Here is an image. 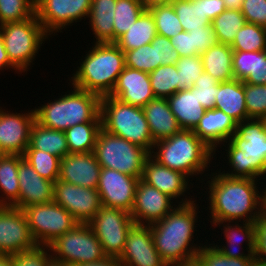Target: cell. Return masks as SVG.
Returning a JSON list of instances; mask_svg holds the SVG:
<instances>
[{"mask_svg": "<svg viewBox=\"0 0 266 266\" xmlns=\"http://www.w3.org/2000/svg\"><path fill=\"white\" fill-rule=\"evenodd\" d=\"M173 9L182 25L183 31L201 29L211 21L203 14L202 0H175Z\"/></svg>", "mask_w": 266, "mask_h": 266, "instance_id": "obj_36", "label": "cell"}, {"mask_svg": "<svg viewBox=\"0 0 266 266\" xmlns=\"http://www.w3.org/2000/svg\"><path fill=\"white\" fill-rule=\"evenodd\" d=\"M215 154L193 130H181L171 137L156 141L150 156L159 164L192 178L193 175L202 176L206 169L209 170Z\"/></svg>", "mask_w": 266, "mask_h": 266, "instance_id": "obj_5", "label": "cell"}, {"mask_svg": "<svg viewBox=\"0 0 266 266\" xmlns=\"http://www.w3.org/2000/svg\"><path fill=\"white\" fill-rule=\"evenodd\" d=\"M75 266H125L118 257L106 256L98 261L82 263Z\"/></svg>", "mask_w": 266, "mask_h": 266, "instance_id": "obj_56", "label": "cell"}, {"mask_svg": "<svg viewBox=\"0 0 266 266\" xmlns=\"http://www.w3.org/2000/svg\"><path fill=\"white\" fill-rule=\"evenodd\" d=\"M0 32L10 62L21 73L30 69L29 66L37 56L42 43L49 38L35 14L24 21L0 25Z\"/></svg>", "mask_w": 266, "mask_h": 266, "instance_id": "obj_8", "label": "cell"}, {"mask_svg": "<svg viewBox=\"0 0 266 266\" xmlns=\"http://www.w3.org/2000/svg\"><path fill=\"white\" fill-rule=\"evenodd\" d=\"M93 46L69 81L78 89L100 97L108 96L125 67V53L115 43H95Z\"/></svg>", "mask_w": 266, "mask_h": 266, "instance_id": "obj_4", "label": "cell"}, {"mask_svg": "<svg viewBox=\"0 0 266 266\" xmlns=\"http://www.w3.org/2000/svg\"><path fill=\"white\" fill-rule=\"evenodd\" d=\"M233 118L237 123L248 120L244 82L237 79L217 85L215 107Z\"/></svg>", "mask_w": 266, "mask_h": 266, "instance_id": "obj_29", "label": "cell"}, {"mask_svg": "<svg viewBox=\"0 0 266 266\" xmlns=\"http://www.w3.org/2000/svg\"><path fill=\"white\" fill-rule=\"evenodd\" d=\"M38 246L24 211L12 206H0V255L27 252Z\"/></svg>", "mask_w": 266, "mask_h": 266, "instance_id": "obj_14", "label": "cell"}, {"mask_svg": "<svg viewBox=\"0 0 266 266\" xmlns=\"http://www.w3.org/2000/svg\"><path fill=\"white\" fill-rule=\"evenodd\" d=\"M88 224L105 254L119 257L124 249L127 234L135 222L130 213L122 209L101 206Z\"/></svg>", "mask_w": 266, "mask_h": 266, "instance_id": "obj_12", "label": "cell"}, {"mask_svg": "<svg viewBox=\"0 0 266 266\" xmlns=\"http://www.w3.org/2000/svg\"><path fill=\"white\" fill-rule=\"evenodd\" d=\"M233 51H263L266 50V28L246 22L237 32L233 43Z\"/></svg>", "mask_w": 266, "mask_h": 266, "instance_id": "obj_39", "label": "cell"}, {"mask_svg": "<svg viewBox=\"0 0 266 266\" xmlns=\"http://www.w3.org/2000/svg\"><path fill=\"white\" fill-rule=\"evenodd\" d=\"M139 180L137 177L117 170L102 168L97 186L101 205L130 213L134 205L136 186Z\"/></svg>", "mask_w": 266, "mask_h": 266, "instance_id": "obj_16", "label": "cell"}, {"mask_svg": "<svg viewBox=\"0 0 266 266\" xmlns=\"http://www.w3.org/2000/svg\"><path fill=\"white\" fill-rule=\"evenodd\" d=\"M158 62L161 65H173L180 59L178 52L173 48L170 38L157 34Z\"/></svg>", "mask_w": 266, "mask_h": 266, "instance_id": "obj_53", "label": "cell"}, {"mask_svg": "<svg viewBox=\"0 0 266 266\" xmlns=\"http://www.w3.org/2000/svg\"><path fill=\"white\" fill-rule=\"evenodd\" d=\"M245 23V17L241 13V10L235 9L224 10L211 22L218 42L226 45L233 43L237 32Z\"/></svg>", "mask_w": 266, "mask_h": 266, "instance_id": "obj_37", "label": "cell"}, {"mask_svg": "<svg viewBox=\"0 0 266 266\" xmlns=\"http://www.w3.org/2000/svg\"><path fill=\"white\" fill-rule=\"evenodd\" d=\"M148 10L154 18L157 34L171 38L183 31L172 5L155 6Z\"/></svg>", "mask_w": 266, "mask_h": 266, "instance_id": "obj_43", "label": "cell"}, {"mask_svg": "<svg viewBox=\"0 0 266 266\" xmlns=\"http://www.w3.org/2000/svg\"><path fill=\"white\" fill-rule=\"evenodd\" d=\"M23 157L44 179L55 182L59 179L61 158L45 151L27 147Z\"/></svg>", "mask_w": 266, "mask_h": 266, "instance_id": "obj_40", "label": "cell"}, {"mask_svg": "<svg viewBox=\"0 0 266 266\" xmlns=\"http://www.w3.org/2000/svg\"><path fill=\"white\" fill-rule=\"evenodd\" d=\"M102 122H84L65 132L69 154L93 152Z\"/></svg>", "mask_w": 266, "mask_h": 266, "instance_id": "obj_35", "label": "cell"}, {"mask_svg": "<svg viewBox=\"0 0 266 266\" xmlns=\"http://www.w3.org/2000/svg\"><path fill=\"white\" fill-rule=\"evenodd\" d=\"M19 197L11 205L24 210L26 207L53 202L54 182L41 177L23 157L18 162Z\"/></svg>", "mask_w": 266, "mask_h": 266, "instance_id": "obj_21", "label": "cell"}, {"mask_svg": "<svg viewBox=\"0 0 266 266\" xmlns=\"http://www.w3.org/2000/svg\"><path fill=\"white\" fill-rule=\"evenodd\" d=\"M51 256L75 266L105 258L101 243L89 224H77L48 245Z\"/></svg>", "mask_w": 266, "mask_h": 266, "instance_id": "obj_10", "label": "cell"}, {"mask_svg": "<svg viewBox=\"0 0 266 266\" xmlns=\"http://www.w3.org/2000/svg\"><path fill=\"white\" fill-rule=\"evenodd\" d=\"M219 83L220 82L218 80L203 71V73L191 87L197 93L199 103L206 110L213 109L215 107L217 85Z\"/></svg>", "mask_w": 266, "mask_h": 266, "instance_id": "obj_48", "label": "cell"}, {"mask_svg": "<svg viewBox=\"0 0 266 266\" xmlns=\"http://www.w3.org/2000/svg\"><path fill=\"white\" fill-rule=\"evenodd\" d=\"M244 0H223L226 9L241 10Z\"/></svg>", "mask_w": 266, "mask_h": 266, "instance_id": "obj_59", "label": "cell"}, {"mask_svg": "<svg viewBox=\"0 0 266 266\" xmlns=\"http://www.w3.org/2000/svg\"><path fill=\"white\" fill-rule=\"evenodd\" d=\"M109 96L141 108L156 98L150 84L149 73L126 66L119 74L115 87Z\"/></svg>", "mask_w": 266, "mask_h": 266, "instance_id": "obj_22", "label": "cell"}, {"mask_svg": "<svg viewBox=\"0 0 266 266\" xmlns=\"http://www.w3.org/2000/svg\"><path fill=\"white\" fill-rule=\"evenodd\" d=\"M53 201L66 209L80 224H88L102 206L97 189L77 186L59 179L54 182Z\"/></svg>", "mask_w": 266, "mask_h": 266, "instance_id": "obj_15", "label": "cell"}, {"mask_svg": "<svg viewBox=\"0 0 266 266\" xmlns=\"http://www.w3.org/2000/svg\"><path fill=\"white\" fill-rule=\"evenodd\" d=\"M14 69L16 72H18L19 74L21 73L9 60L7 52L5 50V46H4V40L3 37L1 35L0 32V70H4V69Z\"/></svg>", "mask_w": 266, "mask_h": 266, "instance_id": "obj_57", "label": "cell"}, {"mask_svg": "<svg viewBox=\"0 0 266 266\" xmlns=\"http://www.w3.org/2000/svg\"><path fill=\"white\" fill-rule=\"evenodd\" d=\"M141 180L148 185L157 188L160 192L166 194L174 201L175 199H180V196L185 197L180 200L181 202L177 200L174 202L178 205L194 202L193 198L189 197L188 199L184 194L188 192L187 189L189 190L191 187L190 184H188L189 178L179 171L172 170L159 164L151 156L145 161Z\"/></svg>", "mask_w": 266, "mask_h": 266, "instance_id": "obj_20", "label": "cell"}, {"mask_svg": "<svg viewBox=\"0 0 266 266\" xmlns=\"http://www.w3.org/2000/svg\"><path fill=\"white\" fill-rule=\"evenodd\" d=\"M196 258L202 266H249L255 258H231L223 255L212 244H205Z\"/></svg>", "mask_w": 266, "mask_h": 266, "instance_id": "obj_46", "label": "cell"}, {"mask_svg": "<svg viewBox=\"0 0 266 266\" xmlns=\"http://www.w3.org/2000/svg\"><path fill=\"white\" fill-rule=\"evenodd\" d=\"M73 91L60 98L35 107V121L40 125L59 131L84 122H102L101 97L72 86Z\"/></svg>", "mask_w": 266, "mask_h": 266, "instance_id": "obj_6", "label": "cell"}, {"mask_svg": "<svg viewBox=\"0 0 266 266\" xmlns=\"http://www.w3.org/2000/svg\"><path fill=\"white\" fill-rule=\"evenodd\" d=\"M248 119H259L266 113V85L244 82Z\"/></svg>", "mask_w": 266, "mask_h": 266, "instance_id": "obj_47", "label": "cell"}, {"mask_svg": "<svg viewBox=\"0 0 266 266\" xmlns=\"http://www.w3.org/2000/svg\"><path fill=\"white\" fill-rule=\"evenodd\" d=\"M234 79L253 85H266V50L263 51H234Z\"/></svg>", "mask_w": 266, "mask_h": 266, "instance_id": "obj_28", "label": "cell"}, {"mask_svg": "<svg viewBox=\"0 0 266 266\" xmlns=\"http://www.w3.org/2000/svg\"><path fill=\"white\" fill-rule=\"evenodd\" d=\"M259 120L262 122L263 127L266 129V113L259 118Z\"/></svg>", "mask_w": 266, "mask_h": 266, "instance_id": "obj_65", "label": "cell"}, {"mask_svg": "<svg viewBox=\"0 0 266 266\" xmlns=\"http://www.w3.org/2000/svg\"><path fill=\"white\" fill-rule=\"evenodd\" d=\"M237 122L223 111L206 110L193 132L214 152L236 132Z\"/></svg>", "mask_w": 266, "mask_h": 266, "instance_id": "obj_24", "label": "cell"}, {"mask_svg": "<svg viewBox=\"0 0 266 266\" xmlns=\"http://www.w3.org/2000/svg\"><path fill=\"white\" fill-rule=\"evenodd\" d=\"M157 35L156 25L151 12L145 9L135 23L115 44L125 53L150 44Z\"/></svg>", "mask_w": 266, "mask_h": 266, "instance_id": "obj_32", "label": "cell"}, {"mask_svg": "<svg viewBox=\"0 0 266 266\" xmlns=\"http://www.w3.org/2000/svg\"><path fill=\"white\" fill-rule=\"evenodd\" d=\"M100 114L104 130L151 153L155 142L141 107L126 104L108 95L101 97Z\"/></svg>", "mask_w": 266, "mask_h": 266, "instance_id": "obj_7", "label": "cell"}, {"mask_svg": "<svg viewBox=\"0 0 266 266\" xmlns=\"http://www.w3.org/2000/svg\"><path fill=\"white\" fill-rule=\"evenodd\" d=\"M23 158L17 154H0V206H11L19 197L18 162Z\"/></svg>", "mask_w": 266, "mask_h": 266, "instance_id": "obj_33", "label": "cell"}, {"mask_svg": "<svg viewBox=\"0 0 266 266\" xmlns=\"http://www.w3.org/2000/svg\"><path fill=\"white\" fill-rule=\"evenodd\" d=\"M173 266H202V264L199 262V260L197 258H194V259H191L189 261L178 263V264L173 265Z\"/></svg>", "mask_w": 266, "mask_h": 266, "instance_id": "obj_61", "label": "cell"}, {"mask_svg": "<svg viewBox=\"0 0 266 266\" xmlns=\"http://www.w3.org/2000/svg\"><path fill=\"white\" fill-rule=\"evenodd\" d=\"M101 168L117 170L141 179L150 153L144 148L100 129L93 151Z\"/></svg>", "mask_w": 266, "mask_h": 266, "instance_id": "obj_9", "label": "cell"}, {"mask_svg": "<svg viewBox=\"0 0 266 266\" xmlns=\"http://www.w3.org/2000/svg\"><path fill=\"white\" fill-rule=\"evenodd\" d=\"M142 109L154 142L171 137L182 130L166 98L150 100Z\"/></svg>", "mask_w": 266, "mask_h": 266, "instance_id": "obj_25", "label": "cell"}, {"mask_svg": "<svg viewBox=\"0 0 266 266\" xmlns=\"http://www.w3.org/2000/svg\"><path fill=\"white\" fill-rule=\"evenodd\" d=\"M29 145L61 159L69 154L65 132L46 128L36 121L30 131Z\"/></svg>", "mask_w": 266, "mask_h": 266, "instance_id": "obj_34", "label": "cell"}, {"mask_svg": "<svg viewBox=\"0 0 266 266\" xmlns=\"http://www.w3.org/2000/svg\"><path fill=\"white\" fill-rule=\"evenodd\" d=\"M35 14V0H0V25L19 22Z\"/></svg>", "mask_w": 266, "mask_h": 266, "instance_id": "obj_44", "label": "cell"}, {"mask_svg": "<svg viewBox=\"0 0 266 266\" xmlns=\"http://www.w3.org/2000/svg\"><path fill=\"white\" fill-rule=\"evenodd\" d=\"M150 84L156 98H168L178 92L179 74L176 64L161 65L149 73Z\"/></svg>", "mask_w": 266, "mask_h": 266, "instance_id": "obj_41", "label": "cell"}, {"mask_svg": "<svg viewBox=\"0 0 266 266\" xmlns=\"http://www.w3.org/2000/svg\"><path fill=\"white\" fill-rule=\"evenodd\" d=\"M47 266H72L65 262L55 260L53 257L48 261Z\"/></svg>", "mask_w": 266, "mask_h": 266, "instance_id": "obj_62", "label": "cell"}, {"mask_svg": "<svg viewBox=\"0 0 266 266\" xmlns=\"http://www.w3.org/2000/svg\"><path fill=\"white\" fill-rule=\"evenodd\" d=\"M125 66L146 73H151L161 66V62H158L157 35L150 44L126 51Z\"/></svg>", "mask_w": 266, "mask_h": 266, "instance_id": "obj_42", "label": "cell"}, {"mask_svg": "<svg viewBox=\"0 0 266 266\" xmlns=\"http://www.w3.org/2000/svg\"><path fill=\"white\" fill-rule=\"evenodd\" d=\"M254 225V251L256 260L266 264V214L261 211L253 222Z\"/></svg>", "mask_w": 266, "mask_h": 266, "instance_id": "obj_51", "label": "cell"}, {"mask_svg": "<svg viewBox=\"0 0 266 266\" xmlns=\"http://www.w3.org/2000/svg\"><path fill=\"white\" fill-rule=\"evenodd\" d=\"M0 266H14L12 255H0Z\"/></svg>", "mask_w": 266, "mask_h": 266, "instance_id": "obj_60", "label": "cell"}, {"mask_svg": "<svg viewBox=\"0 0 266 266\" xmlns=\"http://www.w3.org/2000/svg\"><path fill=\"white\" fill-rule=\"evenodd\" d=\"M202 9L211 22L226 10L223 0H202Z\"/></svg>", "mask_w": 266, "mask_h": 266, "instance_id": "obj_55", "label": "cell"}, {"mask_svg": "<svg viewBox=\"0 0 266 266\" xmlns=\"http://www.w3.org/2000/svg\"><path fill=\"white\" fill-rule=\"evenodd\" d=\"M233 49L230 45L218 43L202 53L204 72L219 82L231 81L233 76Z\"/></svg>", "mask_w": 266, "mask_h": 266, "instance_id": "obj_31", "label": "cell"}, {"mask_svg": "<svg viewBox=\"0 0 266 266\" xmlns=\"http://www.w3.org/2000/svg\"><path fill=\"white\" fill-rule=\"evenodd\" d=\"M189 34H192L193 56L201 55L211 46L219 43L211 23L201 29H193Z\"/></svg>", "mask_w": 266, "mask_h": 266, "instance_id": "obj_50", "label": "cell"}, {"mask_svg": "<svg viewBox=\"0 0 266 266\" xmlns=\"http://www.w3.org/2000/svg\"><path fill=\"white\" fill-rule=\"evenodd\" d=\"M249 266H266V264H265V263H262V262H260V261H258V260H256V259H254V260L249 264Z\"/></svg>", "mask_w": 266, "mask_h": 266, "instance_id": "obj_63", "label": "cell"}, {"mask_svg": "<svg viewBox=\"0 0 266 266\" xmlns=\"http://www.w3.org/2000/svg\"><path fill=\"white\" fill-rule=\"evenodd\" d=\"M220 171L211 172L208 179L211 225L220 222H251L262 211V200L266 188L257 187L258 180L252 178L228 177ZM243 219V220H242ZM242 220V221H241Z\"/></svg>", "mask_w": 266, "mask_h": 266, "instance_id": "obj_1", "label": "cell"}, {"mask_svg": "<svg viewBox=\"0 0 266 266\" xmlns=\"http://www.w3.org/2000/svg\"><path fill=\"white\" fill-rule=\"evenodd\" d=\"M145 9H150L155 6L172 5L175 0H140Z\"/></svg>", "mask_w": 266, "mask_h": 266, "instance_id": "obj_58", "label": "cell"}, {"mask_svg": "<svg viewBox=\"0 0 266 266\" xmlns=\"http://www.w3.org/2000/svg\"><path fill=\"white\" fill-rule=\"evenodd\" d=\"M116 0H92L89 25L95 43H114V10Z\"/></svg>", "mask_w": 266, "mask_h": 266, "instance_id": "obj_30", "label": "cell"}, {"mask_svg": "<svg viewBox=\"0 0 266 266\" xmlns=\"http://www.w3.org/2000/svg\"><path fill=\"white\" fill-rule=\"evenodd\" d=\"M23 211L31 234L39 246H48L79 224L66 209L54 201L32 205Z\"/></svg>", "mask_w": 266, "mask_h": 266, "instance_id": "obj_11", "label": "cell"}, {"mask_svg": "<svg viewBox=\"0 0 266 266\" xmlns=\"http://www.w3.org/2000/svg\"><path fill=\"white\" fill-rule=\"evenodd\" d=\"M262 211L266 214V190L264 191L263 200H262Z\"/></svg>", "mask_w": 266, "mask_h": 266, "instance_id": "obj_64", "label": "cell"}, {"mask_svg": "<svg viewBox=\"0 0 266 266\" xmlns=\"http://www.w3.org/2000/svg\"><path fill=\"white\" fill-rule=\"evenodd\" d=\"M198 209L195 201L177 205L163 219L150 224L155 248L167 266L196 258L203 247L191 243L197 232Z\"/></svg>", "mask_w": 266, "mask_h": 266, "instance_id": "obj_2", "label": "cell"}, {"mask_svg": "<svg viewBox=\"0 0 266 266\" xmlns=\"http://www.w3.org/2000/svg\"><path fill=\"white\" fill-rule=\"evenodd\" d=\"M170 41L180 57L193 56L192 34H189V32L181 31L174 37H171Z\"/></svg>", "mask_w": 266, "mask_h": 266, "instance_id": "obj_54", "label": "cell"}, {"mask_svg": "<svg viewBox=\"0 0 266 266\" xmlns=\"http://www.w3.org/2000/svg\"><path fill=\"white\" fill-rule=\"evenodd\" d=\"M92 0H35V15L48 35L89 17Z\"/></svg>", "mask_w": 266, "mask_h": 266, "instance_id": "obj_13", "label": "cell"}, {"mask_svg": "<svg viewBox=\"0 0 266 266\" xmlns=\"http://www.w3.org/2000/svg\"><path fill=\"white\" fill-rule=\"evenodd\" d=\"M241 13L246 22L266 28V0H244Z\"/></svg>", "mask_w": 266, "mask_h": 266, "instance_id": "obj_52", "label": "cell"}, {"mask_svg": "<svg viewBox=\"0 0 266 266\" xmlns=\"http://www.w3.org/2000/svg\"><path fill=\"white\" fill-rule=\"evenodd\" d=\"M14 266H47L52 258L48 246H38L27 252L12 255Z\"/></svg>", "mask_w": 266, "mask_h": 266, "instance_id": "obj_49", "label": "cell"}, {"mask_svg": "<svg viewBox=\"0 0 266 266\" xmlns=\"http://www.w3.org/2000/svg\"><path fill=\"white\" fill-rule=\"evenodd\" d=\"M172 200L140 179L136 186L134 205L130 215L135 224L150 225L163 219L177 206Z\"/></svg>", "mask_w": 266, "mask_h": 266, "instance_id": "obj_19", "label": "cell"}, {"mask_svg": "<svg viewBox=\"0 0 266 266\" xmlns=\"http://www.w3.org/2000/svg\"><path fill=\"white\" fill-rule=\"evenodd\" d=\"M220 222L216 223L214 227H220L223 224V234L224 238H226V245H214L223 255L231 258H254L253 251H254V225L251 222H243L240 224L235 221L234 222ZM234 223V224H232ZM237 223V224H236ZM225 224V225H224ZM232 224V225H231ZM230 225V226H229ZM241 225V226H240ZM245 242V250L248 252L247 254L241 250L236 249V246H241L242 243ZM237 250V251H236Z\"/></svg>", "mask_w": 266, "mask_h": 266, "instance_id": "obj_26", "label": "cell"}, {"mask_svg": "<svg viewBox=\"0 0 266 266\" xmlns=\"http://www.w3.org/2000/svg\"><path fill=\"white\" fill-rule=\"evenodd\" d=\"M145 10L140 0H116L114 10V43L135 23Z\"/></svg>", "mask_w": 266, "mask_h": 266, "instance_id": "obj_38", "label": "cell"}, {"mask_svg": "<svg viewBox=\"0 0 266 266\" xmlns=\"http://www.w3.org/2000/svg\"><path fill=\"white\" fill-rule=\"evenodd\" d=\"M176 67L179 74L178 91L190 89L204 71L200 55L180 57Z\"/></svg>", "mask_w": 266, "mask_h": 266, "instance_id": "obj_45", "label": "cell"}, {"mask_svg": "<svg viewBox=\"0 0 266 266\" xmlns=\"http://www.w3.org/2000/svg\"><path fill=\"white\" fill-rule=\"evenodd\" d=\"M34 122V109L27 113H13L0 107V154L23 156L30 143Z\"/></svg>", "mask_w": 266, "mask_h": 266, "instance_id": "obj_17", "label": "cell"}, {"mask_svg": "<svg viewBox=\"0 0 266 266\" xmlns=\"http://www.w3.org/2000/svg\"><path fill=\"white\" fill-rule=\"evenodd\" d=\"M167 101L182 130H194L206 111L192 88L179 90Z\"/></svg>", "mask_w": 266, "mask_h": 266, "instance_id": "obj_27", "label": "cell"}, {"mask_svg": "<svg viewBox=\"0 0 266 266\" xmlns=\"http://www.w3.org/2000/svg\"><path fill=\"white\" fill-rule=\"evenodd\" d=\"M101 169L93 152L68 154L60 161L59 180L97 189Z\"/></svg>", "mask_w": 266, "mask_h": 266, "instance_id": "obj_23", "label": "cell"}, {"mask_svg": "<svg viewBox=\"0 0 266 266\" xmlns=\"http://www.w3.org/2000/svg\"><path fill=\"white\" fill-rule=\"evenodd\" d=\"M125 266H167L155 248L150 225L134 224L118 257Z\"/></svg>", "mask_w": 266, "mask_h": 266, "instance_id": "obj_18", "label": "cell"}, {"mask_svg": "<svg viewBox=\"0 0 266 266\" xmlns=\"http://www.w3.org/2000/svg\"><path fill=\"white\" fill-rule=\"evenodd\" d=\"M227 162L231 170L221 172L228 177H266V129L259 119L237 123L236 132L225 142ZM227 172V173H225Z\"/></svg>", "mask_w": 266, "mask_h": 266, "instance_id": "obj_3", "label": "cell"}]
</instances>
